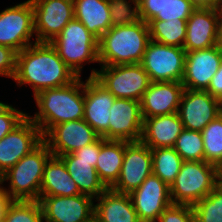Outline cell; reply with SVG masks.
Instances as JSON below:
<instances>
[{
	"label": "cell",
	"mask_w": 222,
	"mask_h": 222,
	"mask_svg": "<svg viewBox=\"0 0 222 222\" xmlns=\"http://www.w3.org/2000/svg\"><path fill=\"white\" fill-rule=\"evenodd\" d=\"M77 78L50 43L34 42L17 53L13 80L19 87L30 85L34 96L46 89L69 85Z\"/></svg>",
	"instance_id": "6da1fadb"
},
{
	"label": "cell",
	"mask_w": 222,
	"mask_h": 222,
	"mask_svg": "<svg viewBox=\"0 0 222 222\" xmlns=\"http://www.w3.org/2000/svg\"><path fill=\"white\" fill-rule=\"evenodd\" d=\"M150 40L149 26L128 9L98 39L100 66L141 63Z\"/></svg>",
	"instance_id": "7a4b0ae2"
},
{
	"label": "cell",
	"mask_w": 222,
	"mask_h": 222,
	"mask_svg": "<svg viewBox=\"0 0 222 222\" xmlns=\"http://www.w3.org/2000/svg\"><path fill=\"white\" fill-rule=\"evenodd\" d=\"M34 98L38 112L28 116L43 136L57 124L84 117V82L80 77L69 85L43 90Z\"/></svg>",
	"instance_id": "3957f363"
},
{
	"label": "cell",
	"mask_w": 222,
	"mask_h": 222,
	"mask_svg": "<svg viewBox=\"0 0 222 222\" xmlns=\"http://www.w3.org/2000/svg\"><path fill=\"white\" fill-rule=\"evenodd\" d=\"M51 156L48 145L42 141L0 176L2 184L9 181L4 190L11 200L39 201L44 167Z\"/></svg>",
	"instance_id": "277c9868"
},
{
	"label": "cell",
	"mask_w": 222,
	"mask_h": 222,
	"mask_svg": "<svg viewBox=\"0 0 222 222\" xmlns=\"http://www.w3.org/2000/svg\"><path fill=\"white\" fill-rule=\"evenodd\" d=\"M217 179L218 167L206 161H183L169 186L172 204L195 205L217 186Z\"/></svg>",
	"instance_id": "5b68a950"
},
{
	"label": "cell",
	"mask_w": 222,
	"mask_h": 222,
	"mask_svg": "<svg viewBox=\"0 0 222 222\" xmlns=\"http://www.w3.org/2000/svg\"><path fill=\"white\" fill-rule=\"evenodd\" d=\"M50 44L77 77L81 76L84 62H99L98 39L75 18L69 21Z\"/></svg>",
	"instance_id": "8992f818"
},
{
	"label": "cell",
	"mask_w": 222,
	"mask_h": 222,
	"mask_svg": "<svg viewBox=\"0 0 222 222\" xmlns=\"http://www.w3.org/2000/svg\"><path fill=\"white\" fill-rule=\"evenodd\" d=\"M100 67L92 69L89 77H94L115 98L141 101L151 83L140 63Z\"/></svg>",
	"instance_id": "52a82bcc"
},
{
	"label": "cell",
	"mask_w": 222,
	"mask_h": 222,
	"mask_svg": "<svg viewBox=\"0 0 222 222\" xmlns=\"http://www.w3.org/2000/svg\"><path fill=\"white\" fill-rule=\"evenodd\" d=\"M185 59L183 47L164 45L150 39L140 64L151 82H182Z\"/></svg>",
	"instance_id": "ba28073f"
},
{
	"label": "cell",
	"mask_w": 222,
	"mask_h": 222,
	"mask_svg": "<svg viewBox=\"0 0 222 222\" xmlns=\"http://www.w3.org/2000/svg\"><path fill=\"white\" fill-rule=\"evenodd\" d=\"M34 10L27 0L0 12V45L10 47L17 53L34 44Z\"/></svg>",
	"instance_id": "9c48e42d"
},
{
	"label": "cell",
	"mask_w": 222,
	"mask_h": 222,
	"mask_svg": "<svg viewBox=\"0 0 222 222\" xmlns=\"http://www.w3.org/2000/svg\"><path fill=\"white\" fill-rule=\"evenodd\" d=\"M35 42L50 43L74 18L73 0H31Z\"/></svg>",
	"instance_id": "30bf717a"
},
{
	"label": "cell",
	"mask_w": 222,
	"mask_h": 222,
	"mask_svg": "<svg viewBox=\"0 0 222 222\" xmlns=\"http://www.w3.org/2000/svg\"><path fill=\"white\" fill-rule=\"evenodd\" d=\"M153 173L151 149L141 141H124L121 172L112 190L130 194Z\"/></svg>",
	"instance_id": "8fae6325"
},
{
	"label": "cell",
	"mask_w": 222,
	"mask_h": 222,
	"mask_svg": "<svg viewBox=\"0 0 222 222\" xmlns=\"http://www.w3.org/2000/svg\"><path fill=\"white\" fill-rule=\"evenodd\" d=\"M74 18L99 39L127 10L120 0H73Z\"/></svg>",
	"instance_id": "7c38bea8"
},
{
	"label": "cell",
	"mask_w": 222,
	"mask_h": 222,
	"mask_svg": "<svg viewBox=\"0 0 222 222\" xmlns=\"http://www.w3.org/2000/svg\"><path fill=\"white\" fill-rule=\"evenodd\" d=\"M42 141L40 128L27 116L0 140V176Z\"/></svg>",
	"instance_id": "4fadbf2b"
},
{
	"label": "cell",
	"mask_w": 222,
	"mask_h": 222,
	"mask_svg": "<svg viewBox=\"0 0 222 222\" xmlns=\"http://www.w3.org/2000/svg\"><path fill=\"white\" fill-rule=\"evenodd\" d=\"M45 222H88L94 217V201L87 195L39 196Z\"/></svg>",
	"instance_id": "5bb4252c"
},
{
	"label": "cell",
	"mask_w": 222,
	"mask_h": 222,
	"mask_svg": "<svg viewBox=\"0 0 222 222\" xmlns=\"http://www.w3.org/2000/svg\"><path fill=\"white\" fill-rule=\"evenodd\" d=\"M100 136L84 119L66 121L53 126L44 136L53 156L73 153L84 146L96 142Z\"/></svg>",
	"instance_id": "9a60e30c"
},
{
	"label": "cell",
	"mask_w": 222,
	"mask_h": 222,
	"mask_svg": "<svg viewBox=\"0 0 222 222\" xmlns=\"http://www.w3.org/2000/svg\"><path fill=\"white\" fill-rule=\"evenodd\" d=\"M177 114L185 129L201 132L220 115L219 99L214 98L206 90L185 88Z\"/></svg>",
	"instance_id": "2e32d148"
},
{
	"label": "cell",
	"mask_w": 222,
	"mask_h": 222,
	"mask_svg": "<svg viewBox=\"0 0 222 222\" xmlns=\"http://www.w3.org/2000/svg\"><path fill=\"white\" fill-rule=\"evenodd\" d=\"M129 196L141 222H156L172 204L169 186L153 173Z\"/></svg>",
	"instance_id": "e0dca14e"
},
{
	"label": "cell",
	"mask_w": 222,
	"mask_h": 222,
	"mask_svg": "<svg viewBox=\"0 0 222 222\" xmlns=\"http://www.w3.org/2000/svg\"><path fill=\"white\" fill-rule=\"evenodd\" d=\"M115 97L94 77L84 83L85 122L102 138L109 140L110 109Z\"/></svg>",
	"instance_id": "ac0fdd59"
},
{
	"label": "cell",
	"mask_w": 222,
	"mask_h": 222,
	"mask_svg": "<svg viewBox=\"0 0 222 222\" xmlns=\"http://www.w3.org/2000/svg\"><path fill=\"white\" fill-rule=\"evenodd\" d=\"M222 62L219 45L207 49L186 52L182 84L186 89L206 90Z\"/></svg>",
	"instance_id": "d6986e66"
},
{
	"label": "cell",
	"mask_w": 222,
	"mask_h": 222,
	"mask_svg": "<svg viewBox=\"0 0 222 222\" xmlns=\"http://www.w3.org/2000/svg\"><path fill=\"white\" fill-rule=\"evenodd\" d=\"M110 113L109 140H141L144 119L140 101L116 98Z\"/></svg>",
	"instance_id": "ffe728a7"
},
{
	"label": "cell",
	"mask_w": 222,
	"mask_h": 222,
	"mask_svg": "<svg viewBox=\"0 0 222 222\" xmlns=\"http://www.w3.org/2000/svg\"><path fill=\"white\" fill-rule=\"evenodd\" d=\"M184 90L181 82H151L140 101L143 119L176 113Z\"/></svg>",
	"instance_id": "44dd1931"
},
{
	"label": "cell",
	"mask_w": 222,
	"mask_h": 222,
	"mask_svg": "<svg viewBox=\"0 0 222 222\" xmlns=\"http://www.w3.org/2000/svg\"><path fill=\"white\" fill-rule=\"evenodd\" d=\"M218 20L217 9H195L187 19L183 49L191 52L218 45Z\"/></svg>",
	"instance_id": "7402d4cb"
},
{
	"label": "cell",
	"mask_w": 222,
	"mask_h": 222,
	"mask_svg": "<svg viewBox=\"0 0 222 222\" xmlns=\"http://www.w3.org/2000/svg\"><path fill=\"white\" fill-rule=\"evenodd\" d=\"M130 3L127 9L145 23L151 20L188 19L195 10L189 0H130Z\"/></svg>",
	"instance_id": "603a6c76"
},
{
	"label": "cell",
	"mask_w": 222,
	"mask_h": 222,
	"mask_svg": "<svg viewBox=\"0 0 222 222\" xmlns=\"http://www.w3.org/2000/svg\"><path fill=\"white\" fill-rule=\"evenodd\" d=\"M184 129L177 112L144 119L141 142L150 149L174 147Z\"/></svg>",
	"instance_id": "cb8c5ba5"
},
{
	"label": "cell",
	"mask_w": 222,
	"mask_h": 222,
	"mask_svg": "<svg viewBox=\"0 0 222 222\" xmlns=\"http://www.w3.org/2000/svg\"><path fill=\"white\" fill-rule=\"evenodd\" d=\"M94 205V217L99 222H141L129 194L107 188Z\"/></svg>",
	"instance_id": "d4e9b609"
},
{
	"label": "cell",
	"mask_w": 222,
	"mask_h": 222,
	"mask_svg": "<svg viewBox=\"0 0 222 222\" xmlns=\"http://www.w3.org/2000/svg\"><path fill=\"white\" fill-rule=\"evenodd\" d=\"M58 157L64 162L70 176L76 182L80 194L96 199L107 189L96 171L97 161L79 160L73 153Z\"/></svg>",
	"instance_id": "484cf974"
},
{
	"label": "cell",
	"mask_w": 222,
	"mask_h": 222,
	"mask_svg": "<svg viewBox=\"0 0 222 222\" xmlns=\"http://www.w3.org/2000/svg\"><path fill=\"white\" fill-rule=\"evenodd\" d=\"M79 188L66 169L64 162L51 156L45 164L39 196H75Z\"/></svg>",
	"instance_id": "4316f807"
},
{
	"label": "cell",
	"mask_w": 222,
	"mask_h": 222,
	"mask_svg": "<svg viewBox=\"0 0 222 222\" xmlns=\"http://www.w3.org/2000/svg\"><path fill=\"white\" fill-rule=\"evenodd\" d=\"M123 158V140H106L101 137V149L96 163V171L107 188H111L118 180Z\"/></svg>",
	"instance_id": "83f0119b"
},
{
	"label": "cell",
	"mask_w": 222,
	"mask_h": 222,
	"mask_svg": "<svg viewBox=\"0 0 222 222\" xmlns=\"http://www.w3.org/2000/svg\"><path fill=\"white\" fill-rule=\"evenodd\" d=\"M187 19L151 20L148 22L150 39L164 45L183 47Z\"/></svg>",
	"instance_id": "f1b7e54d"
},
{
	"label": "cell",
	"mask_w": 222,
	"mask_h": 222,
	"mask_svg": "<svg viewBox=\"0 0 222 222\" xmlns=\"http://www.w3.org/2000/svg\"><path fill=\"white\" fill-rule=\"evenodd\" d=\"M151 154L153 174L170 186L180 171L183 159L174 147L151 149Z\"/></svg>",
	"instance_id": "f546056e"
},
{
	"label": "cell",
	"mask_w": 222,
	"mask_h": 222,
	"mask_svg": "<svg viewBox=\"0 0 222 222\" xmlns=\"http://www.w3.org/2000/svg\"><path fill=\"white\" fill-rule=\"evenodd\" d=\"M201 133L204 161L218 167L222 163V115L212 120Z\"/></svg>",
	"instance_id": "4dcf8cb0"
},
{
	"label": "cell",
	"mask_w": 222,
	"mask_h": 222,
	"mask_svg": "<svg viewBox=\"0 0 222 222\" xmlns=\"http://www.w3.org/2000/svg\"><path fill=\"white\" fill-rule=\"evenodd\" d=\"M174 149L183 161H204V143L199 131L184 128L177 138Z\"/></svg>",
	"instance_id": "1f68e13d"
},
{
	"label": "cell",
	"mask_w": 222,
	"mask_h": 222,
	"mask_svg": "<svg viewBox=\"0 0 222 222\" xmlns=\"http://www.w3.org/2000/svg\"><path fill=\"white\" fill-rule=\"evenodd\" d=\"M2 222H44L39 201L11 200Z\"/></svg>",
	"instance_id": "d6a6232c"
},
{
	"label": "cell",
	"mask_w": 222,
	"mask_h": 222,
	"mask_svg": "<svg viewBox=\"0 0 222 222\" xmlns=\"http://www.w3.org/2000/svg\"><path fill=\"white\" fill-rule=\"evenodd\" d=\"M192 208L196 222H222V190L216 186Z\"/></svg>",
	"instance_id": "836d02e7"
},
{
	"label": "cell",
	"mask_w": 222,
	"mask_h": 222,
	"mask_svg": "<svg viewBox=\"0 0 222 222\" xmlns=\"http://www.w3.org/2000/svg\"><path fill=\"white\" fill-rule=\"evenodd\" d=\"M156 222H196L192 206L171 204L158 217Z\"/></svg>",
	"instance_id": "e575fe53"
},
{
	"label": "cell",
	"mask_w": 222,
	"mask_h": 222,
	"mask_svg": "<svg viewBox=\"0 0 222 222\" xmlns=\"http://www.w3.org/2000/svg\"><path fill=\"white\" fill-rule=\"evenodd\" d=\"M27 116V113L10 105L0 114V140L16 128Z\"/></svg>",
	"instance_id": "d590c367"
},
{
	"label": "cell",
	"mask_w": 222,
	"mask_h": 222,
	"mask_svg": "<svg viewBox=\"0 0 222 222\" xmlns=\"http://www.w3.org/2000/svg\"><path fill=\"white\" fill-rule=\"evenodd\" d=\"M17 52L10 47L0 45V75L14 78L16 73Z\"/></svg>",
	"instance_id": "8d00e7d4"
},
{
	"label": "cell",
	"mask_w": 222,
	"mask_h": 222,
	"mask_svg": "<svg viewBox=\"0 0 222 222\" xmlns=\"http://www.w3.org/2000/svg\"><path fill=\"white\" fill-rule=\"evenodd\" d=\"M101 149V137L91 144L84 146L81 149L73 152V154L79 158V160L85 161H97Z\"/></svg>",
	"instance_id": "74e56055"
},
{
	"label": "cell",
	"mask_w": 222,
	"mask_h": 222,
	"mask_svg": "<svg viewBox=\"0 0 222 222\" xmlns=\"http://www.w3.org/2000/svg\"><path fill=\"white\" fill-rule=\"evenodd\" d=\"M206 91L214 98L219 99L222 97V62L217 73L211 79Z\"/></svg>",
	"instance_id": "f35d334b"
},
{
	"label": "cell",
	"mask_w": 222,
	"mask_h": 222,
	"mask_svg": "<svg viewBox=\"0 0 222 222\" xmlns=\"http://www.w3.org/2000/svg\"><path fill=\"white\" fill-rule=\"evenodd\" d=\"M195 9H218L220 0H189Z\"/></svg>",
	"instance_id": "ab89813d"
},
{
	"label": "cell",
	"mask_w": 222,
	"mask_h": 222,
	"mask_svg": "<svg viewBox=\"0 0 222 222\" xmlns=\"http://www.w3.org/2000/svg\"><path fill=\"white\" fill-rule=\"evenodd\" d=\"M1 185H3V184L0 182V222H2V219H3L5 212H6V208L9 205V203L11 202V199L9 198L7 193L5 192L4 187Z\"/></svg>",
	"instance_id": "60d3db41"
},
{
	"label": "cell",
	"mask_w": 222,
	"mask_h": 222,
	"mask_svg": "<svg viewBox=\"0 0 222 222\" xmlns=\"http://www.w3.org/2000/svg\"><path fill=\"white\" fill-rule=\"evenodd\" d=\"M217 43L222 48V14H219Z\"/></svg>",
	"instance_id": "b9f144b4"
},
{
	"label": "cell",
	"mask_w": 222,
	"mask_h": 222,
	"mask_svg": "<svg viewBox=\"0 0 222 222\" xmlns=\"http://www.w3.org/2000/svg\"><path fill=\"white\" fill-rule=\"evenodd\" d=\"M10 105L0 101V114L3 113Z\"/></svg>",
	"instance_id": "7bdbcfd3"
},
{
	"label": "cell",
	"mask_w": 222,
	"mask_h": 222,
	"mask_svg": "<svg viewBox=\"0 0 222 222\" xmlns=\"http://www.w3.org/2000/svg\"><path fill=\"white\" fill-rule=\"evenodd\" d=\"M218 178H222V163L218 166Z\"/></svg>",
	"instance_id": "ee69618b"
},
{
	"label": "cell",
	"mask_w": 222,
	"mask_h": 222,
	"mask_svg": "<svg viewBox=\"0 0 222 222\" xmlns=\"http://www.w3.org/2000/svg\"><path fill=\"white\" fill-rule=\"evenodd\" d=\"M217 187L222 190V178L217 179Z\"/></svg>",
	"instance_id": "f6af8a7d"
},
{
	"label": "cell",
	"mask_w": 222,
	"mask_h": 222,
	"mask_svg": "<svg viewBox=\"0 0 222 222\" xmlns=\"http://www.w3.org/2000/svg\"><path fill=\"white\" fill-rule=\"evenodd\" d=\"M219 114H222V97L219 98Z\"/></svg>",
	"instance_id": "bcb514c9"
},
{
	"label": "cell",
	"mask_w": 222,
	"mask_h": 222,
	"mask_svg": "<svg viewBox=\"0 0 222 222\" xmlns=\"http://www.w3.org/2000/svg\"><path fill=\"white\" fill-rule=\"evenodd\" d=\"M217 10H218L219 14H222V0H220V4H219Z\"/></svg>",
	"instance_id": "7dc6e473"
},
{
	"label": "cell",
	"mask_w": 222,
	"mask_h": 222,
	"mask_svg": "<svg viewBox=\"0 0 222 222\" xmlns=\"http://www.w3.org/2000/svg\"><path fill=\"white\" fill-rule=\"evenodd\" d=\"M121 2H123L127 7L130 6V2L127 0H120Z\"/></svg>",
	"instance_id": "c3c4849f"
},
{
	"label": "cell",
	"mask_w": 222,
	"mask_h": 222,
	"mask_svg": "<svg viewBox=\"0 0 222 222\" xmlns=\"http://www.w3.org/2000/svg\"><path fill=\"white\" fill-rule=\"evenodd\" d=\"M88 222H99L95 217H93L90 221Z\"/></svg>",
	"instance_id": "681fc988"
}]
</instances>
